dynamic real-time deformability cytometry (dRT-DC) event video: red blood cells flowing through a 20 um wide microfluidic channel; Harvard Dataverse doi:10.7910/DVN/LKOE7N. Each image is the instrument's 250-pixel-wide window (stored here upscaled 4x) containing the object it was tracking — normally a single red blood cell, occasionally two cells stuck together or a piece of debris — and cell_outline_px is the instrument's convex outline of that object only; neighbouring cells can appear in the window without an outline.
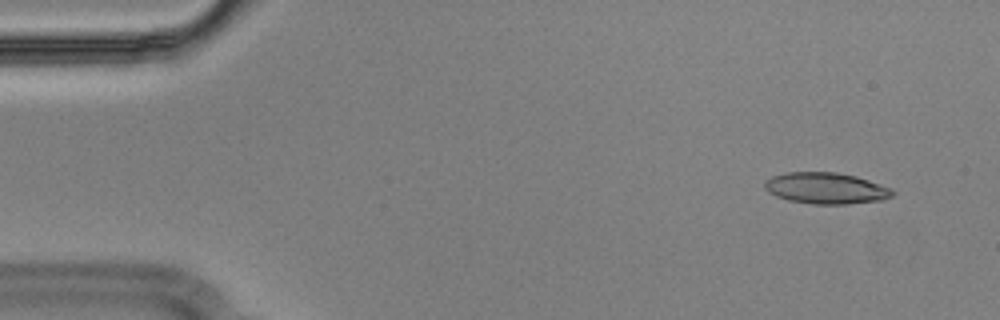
{"species": "Egyptian fruit bat (a non-hibernating species)", "species_latin": "Rousettus aegyptiacus", "temperature_condition": "cold", "stored_images_in_passage": 53, "camera_frame_rate_fps": 3000, "um_per_image_px": 0.085, "animal": {"sex": "male"}, "frame": {"image": 1, "passage_image": 2, "time_ms": 0.333, "image_size_px": [1000, 320], "cell_outline_px": [[896, 192], [892, 196], [884, 200], [848, 204], [812, 204], [788, 200], [776, 196], [768, 192], [764, 188], [764, 180], [772, 176], [784, 172], [836, 172], [856, 176], [892, 188]], "centroid_in_image_um": [70.21, 16.0], "position_along_channel_um": 14.8, "area_um2": 23.58}}
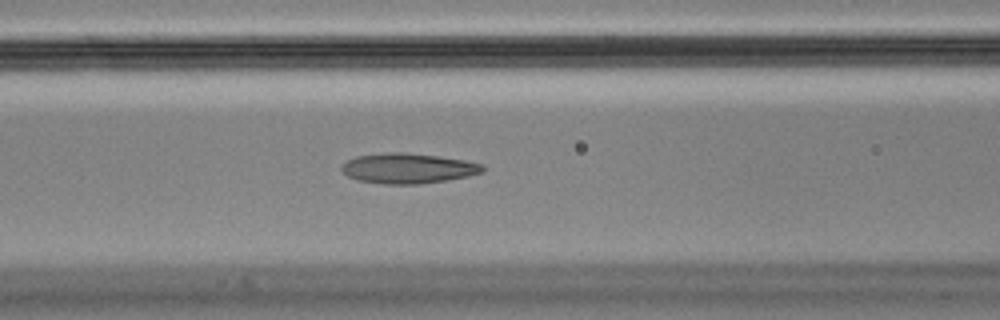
{"frame": {"image": 2, "passage_image": 20, "time_ms": 6.333, "image_size_px": [1000, 320], "cell_outline_px": [[484, 172], [468, 176], [420, 184], [384, 184], [356, 180], [348, 176], [340, 168], [348, 160], [356, 156], [388, 152], [404, 152], [436, 156], [464, 160], [484, 164]], "centroid_in_image_um": [34.68, 14.31], "position_along_channel_um": 131.9, "area_um2": 24.68}}
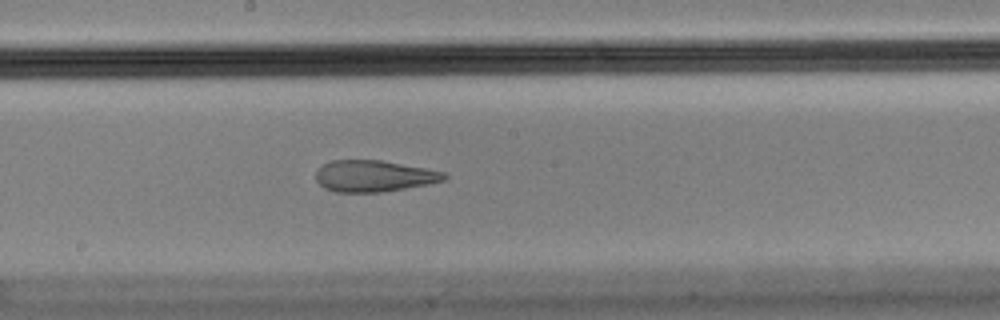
{"frame": {"image": 3, "passage_image": 27, "time_ms": 8.667, "image_size_px": [1000, 320], "cell_outline_px": [[448, 176], [444, 180], [428, 184], [380, 192], [336, 192], [324, 188], [316, 180], [316, 172], [324, 164], [332, 160], [380, 160], [424, 168], [444, 172]], "centroid_in_image_um": [31.76, 14.96], "position_along_channel_um": 216.4, "area_um2": 23.24}, "authors_computed_cell_mechanics": {"area_um2": 24.9118, "velocity_mm_per_s": 3.6253, "shape_relaxation_time_tau1_ms": null, "shape_relaxation_time_tau2_ms": 2.6035, "deformation_change_tau1": null, "deformation_change_tau2": 0.1218}}